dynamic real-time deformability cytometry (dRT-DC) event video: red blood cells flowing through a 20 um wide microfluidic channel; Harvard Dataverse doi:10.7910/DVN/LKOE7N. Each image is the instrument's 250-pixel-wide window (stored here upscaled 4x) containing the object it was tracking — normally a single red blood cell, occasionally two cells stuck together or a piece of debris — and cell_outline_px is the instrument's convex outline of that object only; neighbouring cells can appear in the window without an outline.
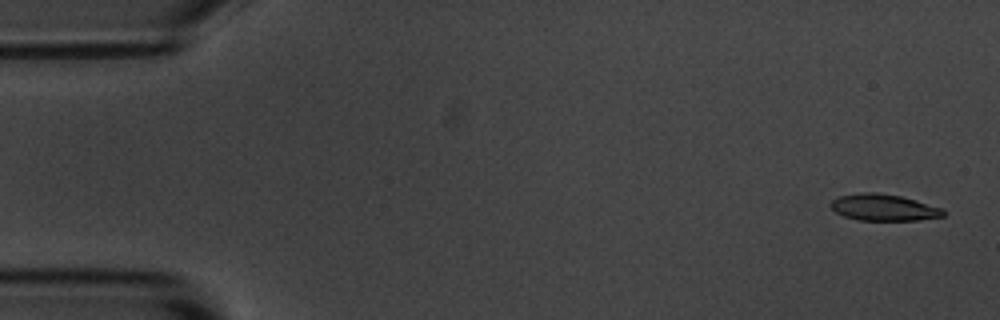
{"species": "common noctule bat (a hibernating species)", "species_latin": "Nyctalus noctula", "temperature_condition": "room temperature", "stored_images_in_passage": 7, "camera_frame_rate_fps": 3000, "um_per_image_px": 0.085, "animal": {"sex": "male", "body_mass_g": 20.1, "forearm_length_mm": 53.5}, "frame": {"image": 1, "passage_image": 1, "time_ms": 0.0, "image_size_px": [1000, 320], "cell_outline_px": [[948, 212], [944, 216], [916, 220], [856, 220], [844, 216], [836, 212], [828, 204], [836, 196], [860, 192], [876, 192], [900, 196], [916, 200], [944, 208]], "centroid_in_image_um": [75.11, 17.62], "position_along_channel_um": 9.9, "area_um2": 17.69}}
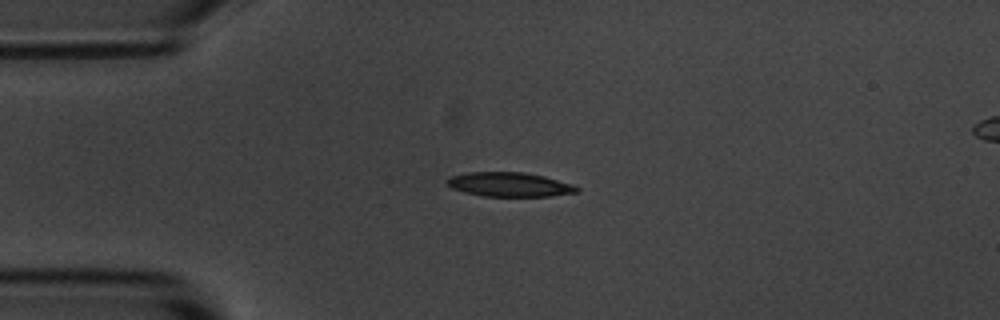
{"frame": {"image": 2, "passage_image": 4, "time_ms": 3.667, "image_size_px": [1000, 320], "cell_outline_px": [[580, 188], [576, 192], [552, 196], [484, 196], [464, 192], [452, 188], [444, 184], [444, 180], [448, 176], [468, 172], [524, 172], [544, 176], [576, 184]], "centroid_in_image_um": [43.28, 15.67], "position_along_channel_um": 41.7, "area_um2": 18.67}}
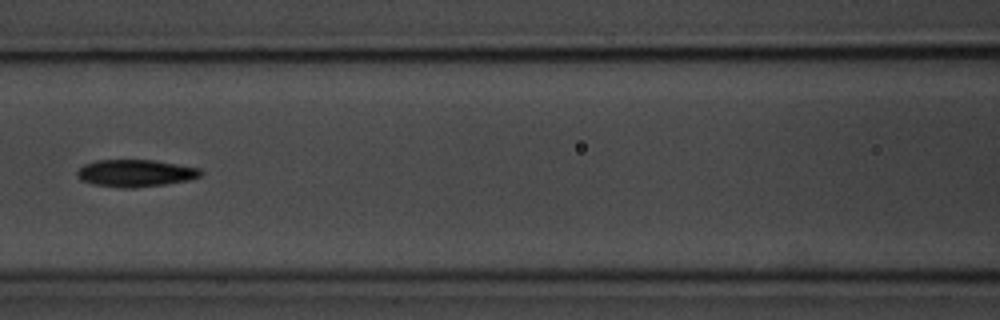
{"frame": {"image": 3, "passage_image": 7, "time_ms": 7.333, "image_size_px": [1000, 320], "cell_outline_px": [[204, 172], [200, 176], [188, 180], [164, 184], [132, 188], [120, 188], [92, 184], [80, 180], [76, 176], [76, 172], [84, 164], [96, 160], [152, 160], [200, 168]], "centroid_in_image_um": [11.48, 14.72], "position_along_channel_um": 155.1, "area_um2": 19.59}}